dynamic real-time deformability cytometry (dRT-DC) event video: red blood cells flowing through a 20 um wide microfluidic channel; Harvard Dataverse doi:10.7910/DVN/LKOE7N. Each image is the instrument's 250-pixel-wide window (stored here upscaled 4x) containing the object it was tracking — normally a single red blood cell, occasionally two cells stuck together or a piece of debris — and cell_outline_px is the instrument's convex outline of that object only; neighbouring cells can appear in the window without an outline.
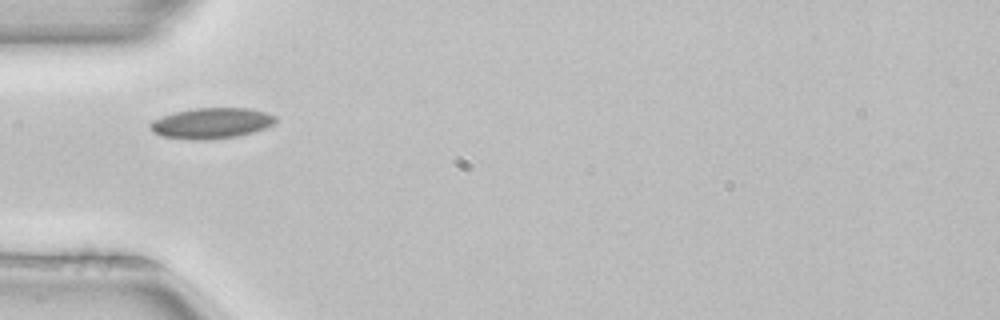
{"species": "common noctule bat (a hibernating species)", "species_latin": "Nyctalus noctula", "temperature_condition": "room temperature", "stored_images_in_passage": 2, "camera_frame_rate_fps": 3000, "um_per_image_px": 0.085, "animal": {"sex": "female", "body_mass_g": 22.7, "forearm_length_mm": 54.2}, "frame": {"image": 1, "passage_image": 1, "time_ms": 0.0, "image_size_px": [1000, 320], "cell_outline_px": [[276, 120], [272, 124], [264, 128], [252, 132], [236, 136], [208, 140], [192, 140], [160, 136], [152, 132], [148, 128], [148, 124], [152, 120], [172, 112], [196, 108], [248, 108], [268, 112], [276, 116]], "centroid_in_image_um": [17.91, 10.47], "position_along_channel_um": 67.1, "area_um2": 22.66}}